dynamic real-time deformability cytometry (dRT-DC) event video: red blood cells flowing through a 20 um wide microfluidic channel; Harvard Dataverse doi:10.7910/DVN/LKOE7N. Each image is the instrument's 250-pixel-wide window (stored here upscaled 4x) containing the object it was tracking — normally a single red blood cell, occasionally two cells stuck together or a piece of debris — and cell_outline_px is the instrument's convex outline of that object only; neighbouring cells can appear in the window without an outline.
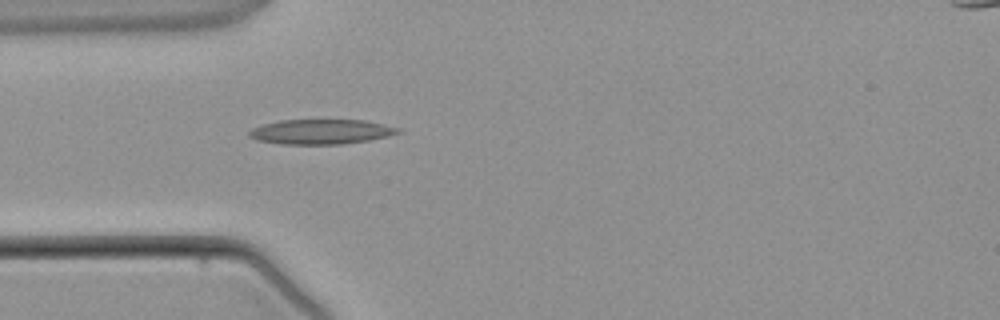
{"species": "common noctule bat (a hibernating species)", "species_latin": "Nyctalus noctula", "temperature_condition": "warm", "stored_images_in_passage": 4, "camera_frame_rate_fps": 3000, "um_per_image_px": 0.085, "animal": {"sex": "male", "body_mass_g": 21.5, "forearm_length_mm": 52.0}, "frame": {"image": 1, "passage_image": 4, "time_ms": 3.333, "image_size_px": [1000, 320], "cell_outline_px": [[400, 132], [388, 136], [368, 140], [340, 144], [280, 144], [256, 140], [248, 136], [248, 132], [252, 128], [264, 124], [280, 120], [364, 120], [400, 128]], "centroid_in_image_um": [27.24, 11.2], "position_along_channel_um": 57.8, "area_um2": 21.44}}